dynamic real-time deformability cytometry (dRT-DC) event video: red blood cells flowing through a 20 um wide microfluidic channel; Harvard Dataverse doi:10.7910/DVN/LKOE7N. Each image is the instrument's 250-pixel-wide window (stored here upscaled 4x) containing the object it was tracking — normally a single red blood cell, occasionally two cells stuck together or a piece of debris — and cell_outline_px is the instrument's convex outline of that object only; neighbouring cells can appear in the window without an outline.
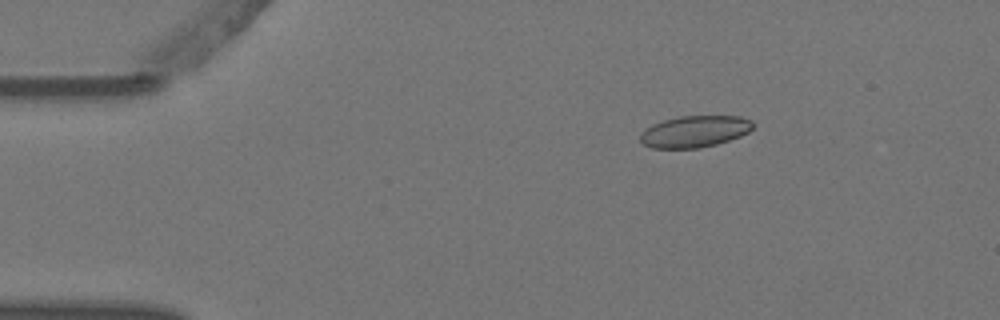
{"species": "Egyptian fruit bat (a non-hibernating species)", "species_latin": "Rousettus aegyptiacus", "temperature_condition": "warm", "stored_images_in_passage": 5, "camera_frame_rate_fps": 3000, "um_per_image_px": 0.085, "animal": {"sex": "female"}, "frame": {"image": 1, "passage_image": 3, "time_ms": 0.667, "image_size_px": [1000, 320], "cell_outline_px": [[756, 124], [748, 132], [740, 136], [716, 144], [700, 148], [652, 148], [644, 144], [640, 140], [640, 132], [652, 124], [664, 120], [680, 116], [740, 116], [752, 120]], "centroid_in_image_um": [59.05, 11.17], "position_along_channel_um": 25.9, "area_um2": 20.81}}
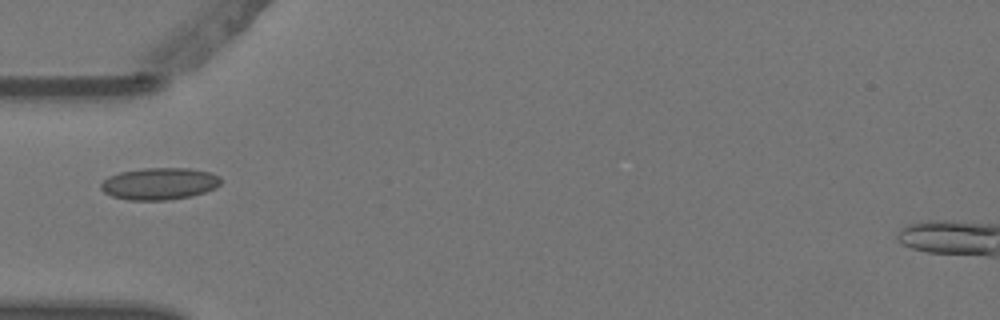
{"frame": {"image": 2, "passage_image": 5, "time_ms": 1.333, "image_size_px": [1000, 320], "cell_outline_px": [[220, 184], [216, 188], [192, 196], [164, 200], [128, 200], [112, 196], [104, 192], [100, 188], [100, 184], [108, 176], [120, 172], [144, 168], [188, 168], [212, 172], [220, 176]], "centroid_in_image_um": [13.55, 15.61], "position_along_channel_um": 71.4, "area_um2": 22.43}}